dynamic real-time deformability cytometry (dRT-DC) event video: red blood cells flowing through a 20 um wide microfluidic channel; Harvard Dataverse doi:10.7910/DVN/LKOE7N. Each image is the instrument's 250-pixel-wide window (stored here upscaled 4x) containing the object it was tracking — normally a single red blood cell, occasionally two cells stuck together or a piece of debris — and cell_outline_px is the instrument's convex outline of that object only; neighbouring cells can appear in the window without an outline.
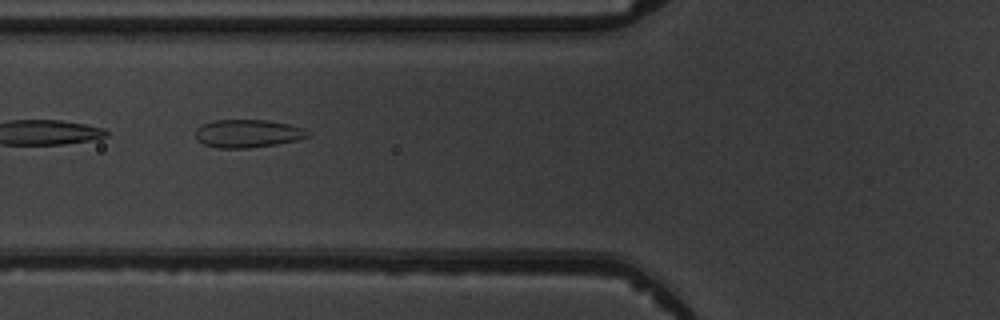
{"species": "common noctule bat (a hibernating species)", "species_latin": "Nyctalus noctula", "temperature_condition": "warm", "stored_images_in_passage": 6, "camera_frame_rate_fps": 3000, "um_per_image_px": 0.085, "animal": {"sex": "male", "body_mass_g": 19.5, "forearm_length_mm": 54.6}, "frame": {"image": 1, "passage_image": 6, "time_ms": 6.0, "image_size_px": [1000, 320], "cell_outline_px": [[308, 136], [296, 140], [276, 144], [248, 148], [216, 148], [204, 144], [196, 140], [196, 128], [212, 120], [268, 120], [288, 124], [300, 128], [308, 132]], "centroid_in_image_um": [20.99, 11.35], "position_along_channel_um": 104.8, "area_um2": 18.15}}